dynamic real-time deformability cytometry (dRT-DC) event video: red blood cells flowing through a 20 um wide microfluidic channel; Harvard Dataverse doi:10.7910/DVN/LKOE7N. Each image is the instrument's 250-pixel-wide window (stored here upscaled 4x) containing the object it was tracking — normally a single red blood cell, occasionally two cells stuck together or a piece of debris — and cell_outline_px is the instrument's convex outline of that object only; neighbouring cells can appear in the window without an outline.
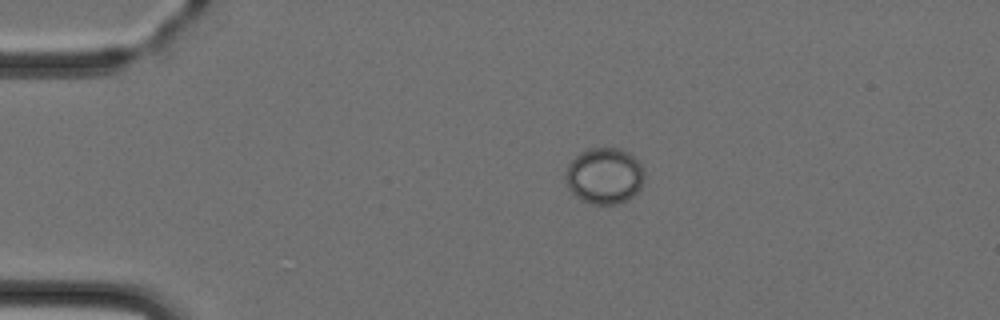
{"species": "Egyptian fruit bat (a non-hibernating species)", "species_latin": "Rousettus aegyptiacus", "temperature_condition": "cold", "stored_images_in_passage": 4, "camera_frame_rate_fps": 3000, "um_per_image_px": 0.085, "animal": {"sex": "female"}, "frame": {"image": 1, "passage_image": 2, "time_ms": 1.333, "image_size_px": [1000, 320], "cell_outline_px": [[644, 180], [640, 188], [632, 196], [616, 204], [592, 204], [580, 200], [568, 188], [564, 176], [564, 172], [568, 164], [580, 152], [588, 148], [620, 148], [628, 152], [644, 168]], "centroid_in_image_um": [51.35, 14.94], "position_along_channel_um": 33.7, "area_um2": 25.89}}